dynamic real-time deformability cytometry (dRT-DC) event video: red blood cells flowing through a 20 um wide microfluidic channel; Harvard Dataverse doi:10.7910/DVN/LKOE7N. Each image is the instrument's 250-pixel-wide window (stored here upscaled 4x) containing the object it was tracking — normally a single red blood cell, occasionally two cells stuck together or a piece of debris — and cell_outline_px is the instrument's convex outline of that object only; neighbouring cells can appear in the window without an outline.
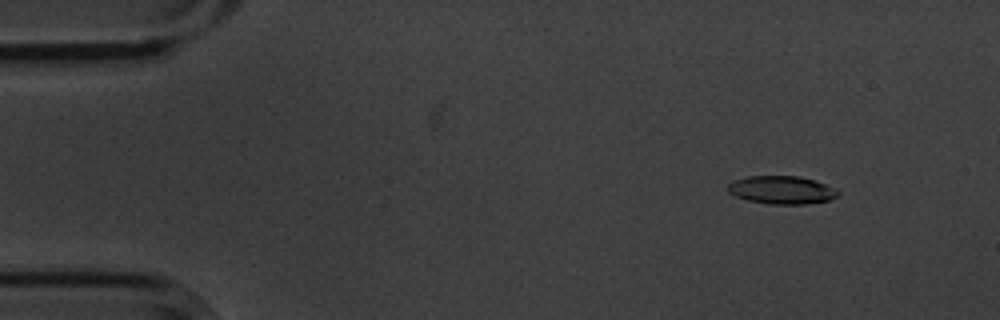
{"species": "common noctule bat (a hibernating species)", "species_latin": "Nyctalus noctula", "temperature_condition": "cold", "stored_images_in_passage": 5, "camera_frame_rate_fps": 3000, "um_per_image_px": 0.085, "animal": {"sex": "male", "body_mass_g": 20.1, "forearm_length_mm": 53.5}, "frame": {"image": 1, "passage_image": 2, "time_ms": 0.333, "image_size_px": [1000, 320], "cell_outline_px": [[840, 192], [836, 196], [828, 200], [808, 204], [768, 204], [748, 200], [736, 196], [728, 192], [728, 184], [732, 180], [748, 176], [800, 176], [816, 180]], "centroid_in_image_um": [66.41, 16.14], "position_along_channel_um": 18.6, "area_um2": 17.98}}
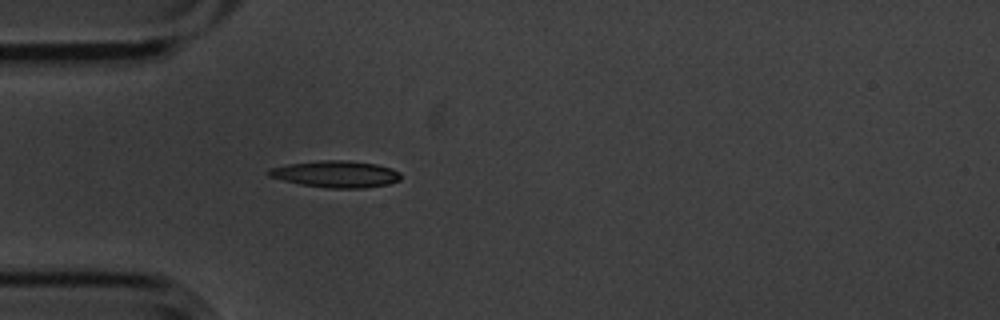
{"frame": {"image": 2, "passage_image": 5, "time_ms": 1.333, "image_size_px": [1000, 320], "cell_outline_px": [[400, 180], [388, 184], [364, 188], [328, 188], [300, 184], [268, 176], [264, 172], [268, 168], [288, 164], [320, 160], [348, 160], [376, 164], [392, 168], [400, 172]], "centroid_in_image_um": [28.53, 14.79], "position_along_channel_um": 56.5, "area_um2": 20.69}}